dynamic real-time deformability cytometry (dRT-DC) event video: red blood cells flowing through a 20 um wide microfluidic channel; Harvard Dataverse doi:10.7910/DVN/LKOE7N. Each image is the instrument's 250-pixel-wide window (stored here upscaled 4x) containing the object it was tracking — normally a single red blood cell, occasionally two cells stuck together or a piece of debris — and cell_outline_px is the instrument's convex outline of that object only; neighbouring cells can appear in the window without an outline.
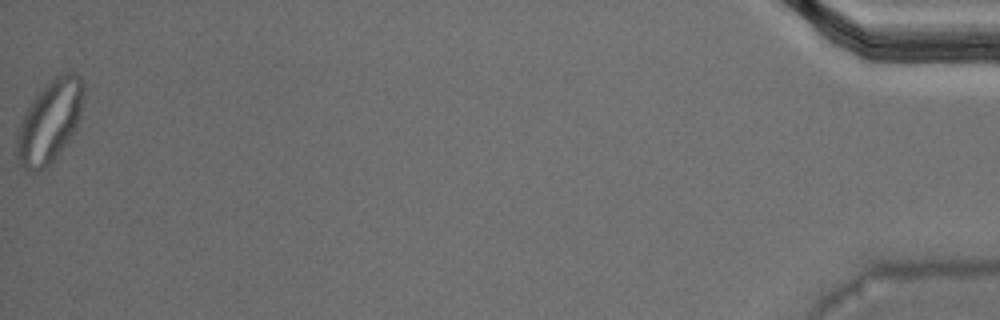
{"species": "Egyptian fruit bat (a non-hibernating species)", "species_latin": "Rousettus aegyptiacus", "temperature_condition": "warm", "stored_images_in_passage": 40, "camera_frame_rate_fps": 3000, "um_per_image_px": 0.085, "animal": {"sex": "male"}, "frame": {"image": 1, "passage_image": 40, "time_ms": 13.0, "image_size_px": [1000, 320], "cell_outline_px": [[84, 96], [76, 128], [72, 136], [52, 160], [44, 168], [36, 172], [32, 172], [24, 168], [16, 160], [16, 140], [20, 124], [28, 108], [36, 96], [56, 76], [68, 72], [72, 72], [80, 76], [84, 84]], "centroid_in_image_um": [4.23, 10.35], "position_along_channel_um": 431.0, "area_um2": 31.33}, "authors_computed_cell_mechanics": {"area_um2": 18.1781, "velocity_mm_per_s": 3.7098, "shape_relaxation_time_tau1_ms": null, "shape_relaxation_time_tau2_ms": 1.6399, "deformation_change_tau1": null, "deformation_change_tau2": 0.0731}}